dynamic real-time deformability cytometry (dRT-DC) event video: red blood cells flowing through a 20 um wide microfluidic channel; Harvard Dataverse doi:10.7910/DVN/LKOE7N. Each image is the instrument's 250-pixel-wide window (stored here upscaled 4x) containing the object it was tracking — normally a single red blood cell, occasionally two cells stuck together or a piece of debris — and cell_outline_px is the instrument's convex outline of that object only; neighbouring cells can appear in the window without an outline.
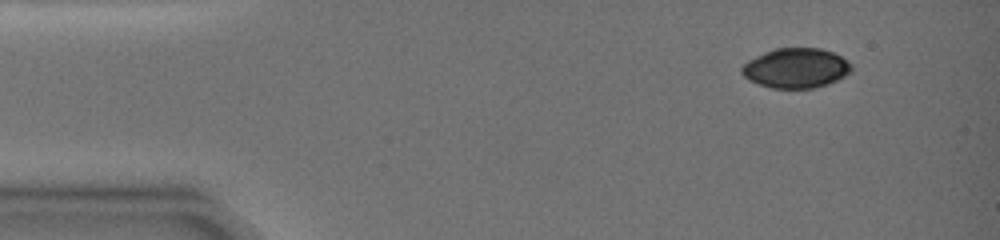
{"species": "common noctule bat (a hibernating species)", "species_latin": "Nyctalus noctula", "temperature_condition": "warm", "stored_images_in_passage": 2, "camera_frame_rate_fps": 3000, "um_per_image_px": 0.085, "animal": {"sex": "female", "body_mass_g": 19.0, "forearm_length_mm": 51.5}, "frame": {"image": 1, "passage_image": 1, "time_ms": 0.0, "image_size_px": [1000, 240], "cell_outline_px": [[852, 72], [828, 84], [816, 88], [772, 88], [748, 80], [740, 72], [740, 68], [748, 60], [764, 52], [776, 48], [820, 48], [832, 52], [848, 60], [852, 64]], "centroid_in_image_um": [67.66, 5.79], "position_along_channel_um": 17.3, "area_um2": 25.55}}